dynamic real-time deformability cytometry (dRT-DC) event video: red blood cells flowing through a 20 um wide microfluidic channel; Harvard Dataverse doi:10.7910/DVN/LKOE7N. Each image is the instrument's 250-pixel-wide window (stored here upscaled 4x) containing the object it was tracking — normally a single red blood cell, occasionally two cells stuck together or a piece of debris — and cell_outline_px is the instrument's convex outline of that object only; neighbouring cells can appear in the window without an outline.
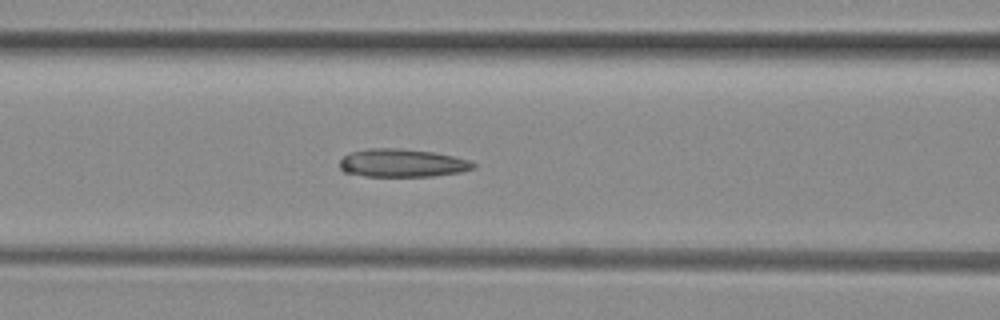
{"species": "common noctule bat (a hibernating species)", "species_latin": "Nyctalus noctula", "temperature_condition": "room temperature", "stored_images_in_passage": 29, "camera_frame_rate_fps": 3000, "um_per_image_px": 0.085, "animal": {"sex": "female", "body_mass_g": 29.2, "forearm_length_mm": 56.3}, "frame": {"image": 1, "passage_image": 13, "time_ms": 4.0, "image_size_px": [1000, 320], "cell_outline_px": [[476, 168], [460, 172], [432, 176], [364, 176], [344, 172], [340, 168], [340, 160], [344, 156], [352, 152], [368, 148], [400, 148], [432, 152], [452, 156], [468, 160], [476, 164]], "centroid_in_image_um": [34.18, 13.86], "position_along_channel_um": 132.4, "area_um2": 21.79}}